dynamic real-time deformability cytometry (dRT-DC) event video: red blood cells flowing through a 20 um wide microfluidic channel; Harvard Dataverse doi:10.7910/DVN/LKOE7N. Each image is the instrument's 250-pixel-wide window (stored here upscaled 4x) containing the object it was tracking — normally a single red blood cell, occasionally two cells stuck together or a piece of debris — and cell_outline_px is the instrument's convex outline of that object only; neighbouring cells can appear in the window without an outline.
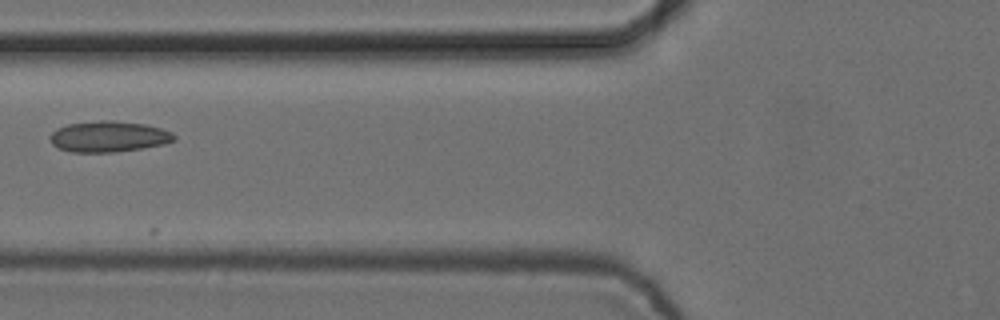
{"species": "common noctule bat (a hibernating species)", "species_latin": "Nyctalus noctula", "temperature_condition": "cold", "stored_images_in_passage": 8, "camera_frame_rate_fps": 3000, "um_per_image_px": 0.085, "animal": {"sex": "female", "body_mass_g": 24.6, "forearm_length_mm": 56.2}, "frame": {"image": 1, "passage_image": 6, "time_ms": 1.667, "image_size_px": [1000, 320], "cell_outline_px": [[176, 140], [164, 144], [144, 148], [112, 152], [72, 152], [60, 148], [52, 144], [52, 132], [56, 128], [68, 124], [100, 120], [112, 120], [144, 124], [160, 128], [172, 132], [176, 136]], "centroid_in_image_um": [9.27, 11.6], "position_along_channel_um": 116.5, "area_um2": 22.25}}